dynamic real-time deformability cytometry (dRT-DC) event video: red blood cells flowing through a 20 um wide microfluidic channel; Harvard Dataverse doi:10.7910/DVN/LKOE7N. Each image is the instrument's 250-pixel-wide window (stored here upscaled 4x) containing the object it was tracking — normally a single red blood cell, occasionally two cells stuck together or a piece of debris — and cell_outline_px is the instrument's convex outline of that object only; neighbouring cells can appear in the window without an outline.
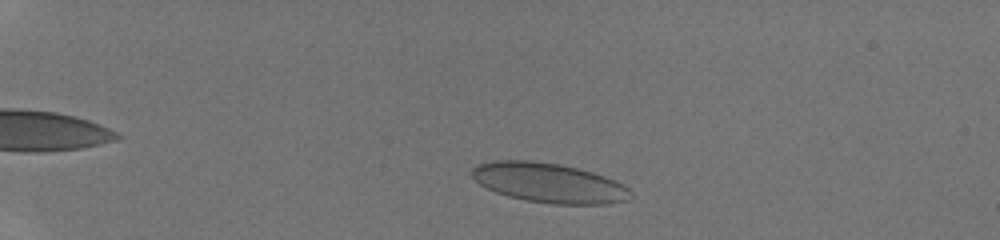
{"species": "human", "species_latin": "Homo sapiens", "temperature_condition": "room temperature", "stored_images_in_passage": 40, "camera_frame_rate_fps": 3000, "um_per_image_px": 0.085, "donor": {"sex": "male"}, "frame": {"image": 1, "passage_image": 5, "time_ms": 1.333, "image_size_px": [1000, 240], "cell_outline_px": [[632, 196], [628, 200], [608, 204], [552, 204], [524, 200], [508, 196], [496, 192], [480, 184], [472, 176], [472, 168], [476, 164], [492, 160], [532, 160], [560, 164], [592, 172], [604, 176], [624, 184], [632, 192]], "centroid_in_image_um": [46.66, 15.54], "position_along_channel_um": 38.3, "area_um2": 36.82}}
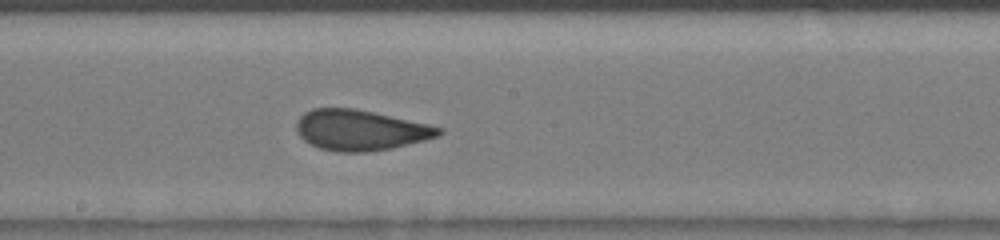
{"frame": {"image": 2, "passage_image": 22, "time_ms": 7.0, "image_size_px": [1000, 240], "cell_outline_px": [[444, 132], [440, 136], [392, 148], [364, 152], [340, 152], [320, 148], [304, 140], [296, 132], [296, 124], [300, 116], [304, 112], [312, 108], [356, 108], [428, 124], [444, 128]], "centroid_in_image_um": [30.64, 11.05], "position_along_channel_um": 217.6, "area_um2": 33.64}}
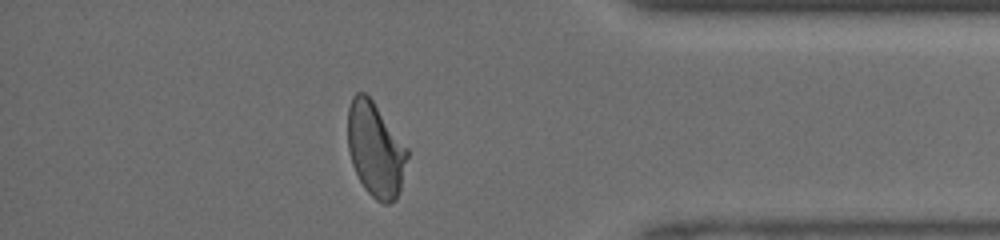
{"frame": {"image": 3, "passage_image": 35, "time_ms": 11.333, "image_size_px": [1000, 240], "cell_outline_px": [[408, 156], [400, 192], [396, 200], [388, 204], [384, 204], [376, 200], [364, 188], [352, 164], [348, 148], [348, 108], [352, 96], [356, 92], [364, 92], [372, 100], [408, 148]], "centroid_in_image_um": [31.92, 12.73], "position_along_channel_um": 403.3, "area_um2": 32.77}}